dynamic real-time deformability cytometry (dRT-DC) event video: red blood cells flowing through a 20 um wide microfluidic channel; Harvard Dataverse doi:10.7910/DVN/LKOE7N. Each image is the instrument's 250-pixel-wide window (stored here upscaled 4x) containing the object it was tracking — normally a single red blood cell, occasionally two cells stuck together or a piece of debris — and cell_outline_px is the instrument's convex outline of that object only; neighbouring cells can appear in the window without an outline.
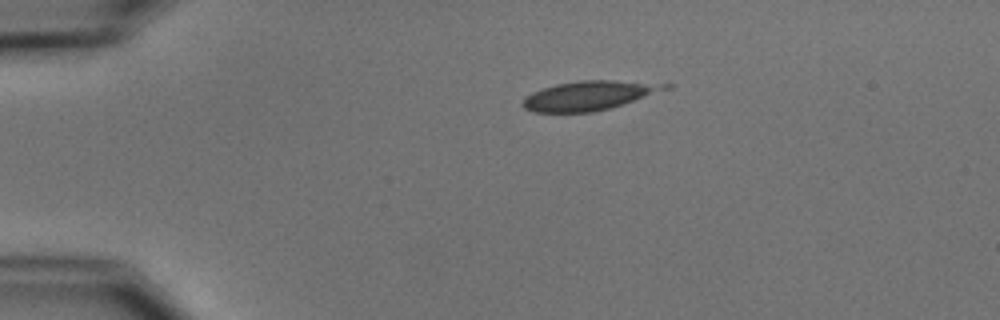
{"species": "common noctule bat (a hibernating species)", "species_latin": "Nyctalus noctula", "temperature_condition": "cold", "stored_images_in_passage": 5, "camera_frame_rate_fps": 3000, "um_per_image_px": 0.085, "animal": {"sex": "male", "body_mass_g": 15.6}, "frame": {"image": 1, "passage_image": 1, "time_ms": 0.0, "image_size_px": [1000, 320], "cell_outline_px": [[676, 84], [672, 88], [608, 108], [592, 112], [532, 112], [524, 108], [520, 104], [524, 96], [532, 92], [556, 84], [580, 80], [612, 80]], "centroid_in_image_um": [50.06, 8.11], "position_along_channel_um": 34.9, "area_um2": 24.28}}
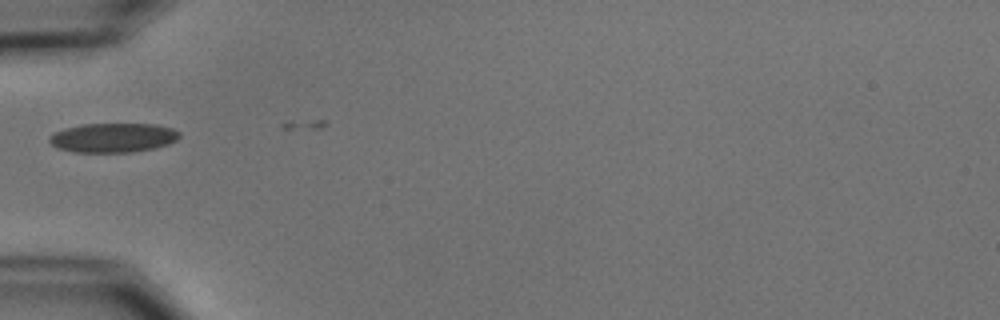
{"frame": {"image": 2, "passage_image": 3, "time_ms": 2.333, "image_size_px": [1000, 320], "cell_outline_px": [[180, 136], [176, 140], [168, 144], [152, 148], [132, 152], [72, 152], [56, 148], [48, 140], [48, 136], [64, 128], [84, 124], [156, 124], [172, 128], [180, 132]], "centroid_in_image_um": [9.59, 11.7], "position_along_channel_um": 75.4, "area_um2": 22.25}}